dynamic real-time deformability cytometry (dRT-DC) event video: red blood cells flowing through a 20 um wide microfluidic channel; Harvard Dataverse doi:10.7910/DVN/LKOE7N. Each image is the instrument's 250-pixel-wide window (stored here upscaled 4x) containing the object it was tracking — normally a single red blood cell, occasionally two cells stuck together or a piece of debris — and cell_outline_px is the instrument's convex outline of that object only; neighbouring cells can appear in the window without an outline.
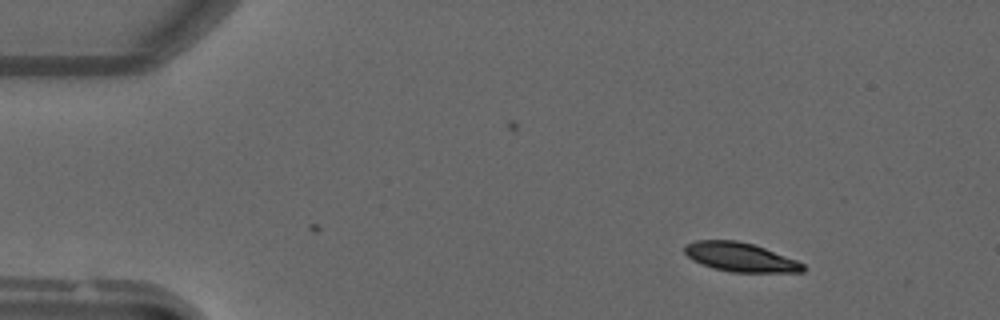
{"species": "common noctule bat (a hibernating species)", "species_latin": "Nyctalus noctula", "temperature_condition": "warm", "stored_images_in_passage": 39, "camera_frame_rate_fps": 3000, "um_per_image_px": 0.085, "animal": {"sex": "male", "forearm_length_mm": 52.5}, "frame": {"image": 1, "passage_image": 1, "time_ms": 0.0, "image_size_px": [1000, 320], "cell_outline_px": [[804, 272], [732, 272], [712, 268], [692, 260], [684, 252], [684, 244], [696, 240], [736, 240], [752, 244], [764, 248], [796, 260], [804, 264]], "centroid_in_image_um": [62.88, 21.85], "position_along_channel_um": 22.1, "area_um2": 19.94}}
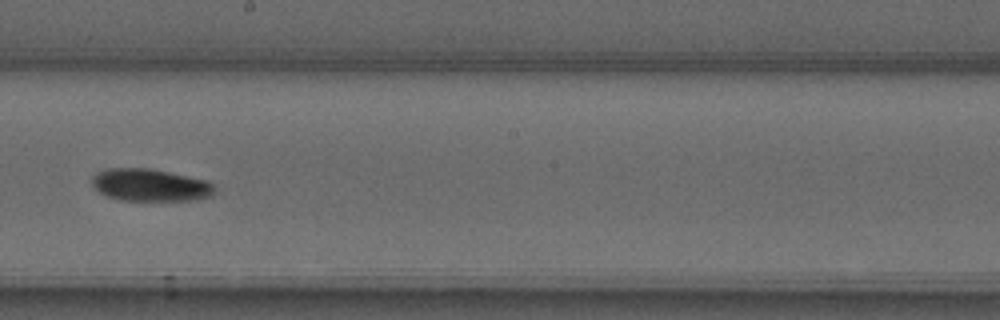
{"frame": {"image": 2, "passage_image": 23, "time_ms": 7.333, "image_size_px": [1000, 320], "cell_outline_px": [[216, 188], [212, 196], [196, 200], [120, 200], [104, 196], [92, 184], [92, 176], [96, 172], [108, 168], [148, 168], [208, 180]], "centroid_in_image_um": [12.77, 15.73], "position_along_channel_um": 235.4, "area_um2": 23.24}}
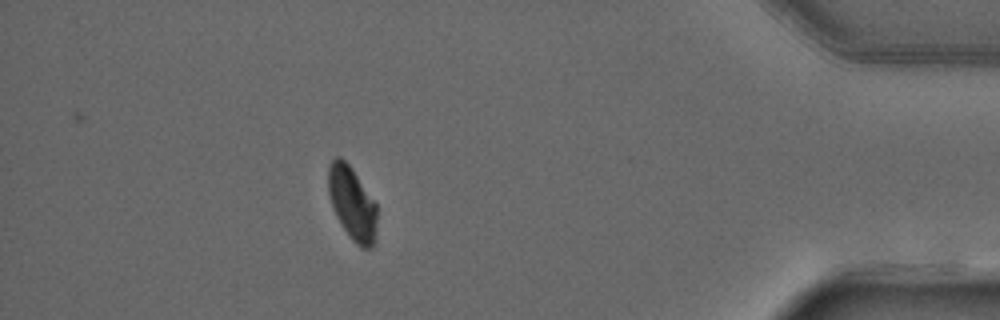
{"frame": {"image": 3, "passage_image": 39, "time_ms": 12.667, "image_size_px": [1000, 320], "cell_outline_px": [[376, 220], [372, 248], [360, 248], [352, 240], [336, 216], [332, 208], [328, 192], [328, 164], [336, 156], [340, 156], [352, 168], [376, 204]], "centroid_in_image_um": [29.9, 17.25], "position_along_channel_um": 405.3, "area_um2": 20.58}}